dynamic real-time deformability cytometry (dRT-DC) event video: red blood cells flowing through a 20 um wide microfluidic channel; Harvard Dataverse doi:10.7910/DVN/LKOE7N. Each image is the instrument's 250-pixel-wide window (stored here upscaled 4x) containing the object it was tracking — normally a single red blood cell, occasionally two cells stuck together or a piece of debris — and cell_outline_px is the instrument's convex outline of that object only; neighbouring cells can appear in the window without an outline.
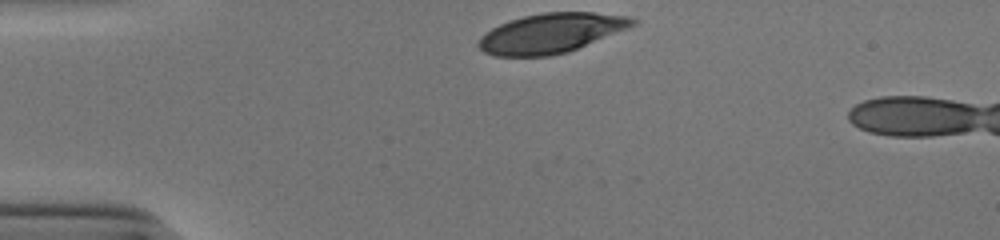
{"species": "human", "species_latin": "Homo sapiens", "temperature_condition": "cold", "stored_images_in_passage": 31, "camera_frame_rate_fps": 3000, "um_per_image_px": 0.085, "donor": {"sex": "male"}, "frame": {"image": 1, "passage_image": 1, "time_ms": 0.0, "image_size_px": [1000, 240], "cell_outline_px": [[636, 24], [628, 28], [568, 52], [548, 56], [492, 56], [484, 52], [476, 44], [480, 36], [484, 32], [500, 24], [524, 16], [544, 12], [592, 12], [632, 16], [636, 20]], "centroid_in_image_um": [46.83, 2.82], "position_along_channel_um": 38.2, "area_um2": 35.6}}
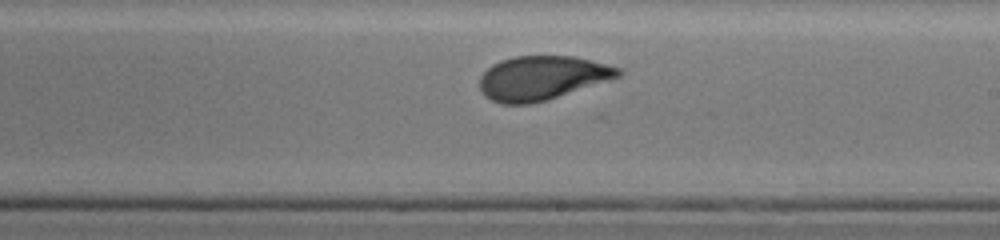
{"frame": {"image": 2, "passage_image": 20, "time_ms": 6.333, "image_size_px": [1000, 240], "cell_outline_px": [[624, 72], [620, 76], [532, 104], [500, 104], [484, 96], [480, 88], [480, 76], [492, 64], [500, 60], [516, 56], [576, 56], [608, 64], [620, 68]], "centroid_in_image_um": [46.04, 6.61], "position_along_channel_um": 243.0, "area_um2": 35.37}}
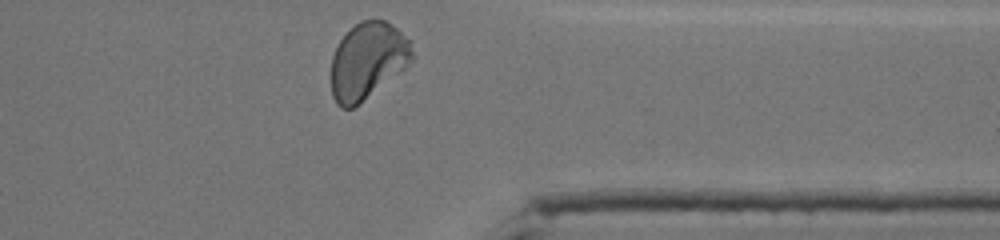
{"frame": {"image": 3, "passage_image": 31, "time_ms": 10.0, "image_size_px": [1000, 240], "cell_outline_px": [[412, 60], [404, 68], [360, 104], [352, 108], [340, 108], [336, 104], [332, 96], [332, 56], [340, 40], [360, 20], [384, 20], [396, 28], [408, 40], [412, 52]], "centroid_in_image_um": [31.22, 5.2], "position_along_channel_um": 380.2, "area_um2": 35.55}, "authors_computed_cell_mechanics": {"area_um2": 36.2406, "velocity_mm_per_s": 3.8867, "shape_relaxation_time_tau1_ms": 3.3355, "shape_relaxation_time_tau2_ms": 0.8944, "deformation_change_tau1": 0.1567, "deformation_change_tau2": 0.0573}}